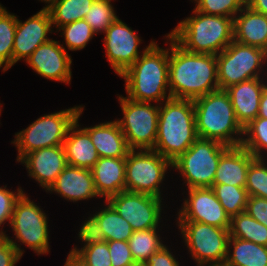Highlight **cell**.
<instances>
[{"instance_id": "ffe728a7", "label": "cell", "mask_w": 267, "mask_h": 266, "mask_svg": "<svg viewBox=\"0 0 267 266\" xmlns=\"http://www.w3.org/2000/svg\"><path fill=\"white\" fill-rule=\"evenodd\" d=\"M265 84L263 78H254L226 89L236 118L243 128L258 117L261 93Z\"/></svg>"}, {"instance_id": "1f68e13d", "label": "cell", "mask_w": 267, "mask_h": 266, "mask_svg": "<svg viewBox=\"0 0 267 266\" xmlns=\"http://www.w3.org/2000/svg\"><path fill=\"white\" fill-rule=\"evenodd\" d=\"M211 188L230 219L245 212L248 199L246 188L228 184H213Z\"/></svg>"}, {"instance_id": "2e32d148", "label": "cell", "mask_w": 267, "mask_h": 266, "mask_svg": "<svg viewBox=\"0 0 267 266\" xmlns=\"http://www.w3.org/2000/svg\"><path fill=\"white\" fill-rule=\"evenodd\" d=\"M42 77L69 84L71 82V56L59 41L50 39L37 47L25 61Z\"/></svg>"}, {"instance_id": "d590c367", "label": "cell", "mask_w": 267, "mask_h": 266, "mask_svg": "<svg viewBox=\"0 0 267 266\" xmlns=\"http://www.w3.org/2000/svg\"><path fill=\"white\" fill-rule=\"evenodd\" d=\"M265 160L255 158L248 167L245 186L248 196L267 199V162Z\"/></svg>"}, {"instance_id": "52a82bcc", "label": "cell", "mask_w": 267, "mask_h": 266, "mask_svg": "<svg viewBox=\"0 0 267 266\" xmlns=\"http://www.w3.org/2000/svg\"><path fill=\"white\" fill-rule=\"evenodd\" d=\"M229 148L216 140L198 138L172 162V168L185 178L188 189L212 187L220 157Z\"/></svg>"}, {"instance_id": "f546056e", "label": "cell", "mask_w": 267, "mask_h": 266, "mask_svg": "<svg viewBox=\"0 0 267 266\" xmlns=\"http://www.w3.org/2000/svg\"><path fill=\"white\" fill-rule=\"evenodd\" d=\"M94 0H59L49 10L52 25L57 28L84 19Z\"/></svg>"}, {"instance_id": "3957f363", "label": "cell", "mask_w": 267, "mask_h": 266, "mask_svg": "<svg viewBox=\"0 0 267 266\" xmlns=\"http://www.w3.org/2000/svg\"><path fill=\"white\" fill-rule=\"evenodd\" d=\"M161 104L153 150L174 162L198 139L194 103L193 100L170 97Z\"/></svg>"}, {"instance_id": "83f0119b", "label": "cell", "mask_w": 267, "mask_h": 266, "mask_svg": "<svg viewBox=\"0 0 267 266\" xmlns=\"http://www.w3.org/2000/svg\"><path fill=\"white\" fill-rule=\"evenodd\" d=\"M105 204L107 206L104 209L93 215L99 221L106 241L128 242L133 234L131 225L108 202Z\"/></svg>"}, {"instance_id": "6da1fadb", "label": "cell", "mask_w": 267, "mask_h": 266, "mask_svg": "<svg viewBox=\"0 0 267 266\" xmlns=\"http://www.w3.org/2000/svg\"><path fill=\"white\" fill-rule=\"evenodd\" d=\"M166 38L170 41L168 79L172 98L195 100L219 89L216 55L186 51L169 35Z\"/></svg>"}, {"instance_id": "9c48e42d", "label": "cell", "mask_w": 267, "mask_h": 266, "mask_svg": "<svg viewBox=\"0 0 267 266\" xmlns=\"http://www.w3.org/2000/svg\"><path fill=\"white\" fill-rule=\"evenodd\" d=\"M123 118L117 119L130 150H153L157 137L159 104L118 98Z\"/></svg>"}, {"instance_id": "8992f818", "label": "cell", "mask_w": 267, "mask_h": 266, "mask_svg": "<svg viewBox=\"0 0 267 266\" xmlns=\"http://www.w3.org/2000/svg\"><path fill=\"white\" fill-rule=\"evenodd\" d=\"M82 108L80 105L44 115L17 132L11 142L18 150L17 162L34 150L63 145L69 128L75 123Z\"/></svg>"}, {"instance_id": "5b68a950", "label": "cell", "mask_w": 267, "mask_h": 266, "mask_svg": "<svg viewBox=\"0 0 267 266\" xmlns=\"http://www.w3.org/2000/svg\"><path fill=\"white\" fill-rule=\"evenodd\" d=\"M193 103L198 138L216 140L229 147L241 146L244 128L236 118L226 90L217 89Z\"/></svg>"}, {"instance_id": "b9f144b4", "label": "cell", "mask_w": 267, "mask_h": 266, "mask_svg": "<svg viewBox=\"0 0 267 266\" xmlns=\"http://www.w3.org/2000/svg\"><path fill=\"white\" fill-rule=\"evenodd\" d=\"M6 187V185L0 187V227L6 223L5 221L10 224L14 204L23 193L21 187L17 189L16 193L6 189Z\"/></svg>"}, {"instance_id": "5bb4252c", "label": "cell", "mask_w": 267, "mask_h": 266, "mask_svg": "<svg viewBox=\"0 0 267 266\" xmlns=\"http://www.w3.org/2000/svg\"><path fill=\"white\" fill-rule=\"evenodd\" d=\"M188 198L179 209L178 220L194 221L219 228L230 229V217L216 198L211 187L191 188Z\"/></svg>"}, {"instance_id": "30bf717a", "label": "cell", "mask_w": 267, "mask_h": 266, "mask_svg": "<svg viewBox=\"0 0 267 266\" xmlns=\"http://www.w3.org/2000/svg\"><path fill=\"white\" fill-rule=\"evenodd\" d=\"M177 223L184 243L197 266L226 261L229 229L194 221H178Z\"/></svg>"}, {"instance_id": "7bdbcfd3", "label": "cell", "mask_w": 267, "mask_h": 266, "mask_svg": "<svg viewBox=\"0 0 267 266\" xmlns=\"http://www.w3.org/2000/svg\"><path fill=\"white\" fill-rule=\"evenodd\" d=\"M245 212L267 227V199L248 196Z\"/></svg>"}, {"instance_id": "d4e9b609", "label": "cell", "mask_w": 267, "mask_h": 266, "mask_svg": "<svg viewBox=\"0 0 267 266\" xmlns=\"http://www.w3.org/2000/svg\"><path fill=\"white\" fill-rule=\"evenodd\" d=\"M90 135L99 158L126 157L130 151L117 120L84 128Z\"/></svg>"}, {"instance_id": "277c9868", "label": "cell", "mask_w": 267, "mask_h": 266, "mask_svg": "<svg viewBox=\"0 0 267 266\" xmlns=\"http://www.w3.org/2000/svg\"><path fill=\"white\" fill-rule=\"evenodd\" d=\"M192 13L168 34L184 50L217 55L234 40L233 18Z\"/></svg>"}, {"instance_id": "ab89813d", "label": "cell", "mask_w": 267, "mask_h": 266, "mask_svg": "<svg viewBox=\"0 0 267 266\" xmlns=\"http://www.w3.org/2000/svg\"><path fill=\"white\" fill-rule=\"evenodd\" d=\"M112 266H137L126 241H107Z\"/></svg>"}, {"instance_id": "44dd1931", "label": "cell", "mask_w": 267, "mask_h": 266, "mask_svg": "<svg viewBox=\"0 0 267 266\" xmlns=\"http://www.w3.org/2000/svg\"><path fill=\"white\" fill-rule=\"evenodd\" d=\"M83 110L84 107L79 111L75 123L69 128L63 147L69 166L91 170L99 156L89 133L79 127L78 120Z\"/></svg>"}, {"instance_id": "681fc988", "label": "cell", "mask_w": 267, "mask_h": 266, "mask_svg": "<svg viewBox=\"0 0 267 266\" xmlns=\"http://www.w3.org/2000/svg\"><path fill=\"white\" fill-rule=\"evenodd\" d=\"M207 266H230V265L224 262V263H217V264H208Z\"/></svg>"}, {"instance_id": "ac0fdd59", "label": "cell", "mask_w": 267, "mask_h": 266, "mask_svg": "<svg viewBox=\"0 0 267 266\" xmlns=\"http://www.w3.org/2000/svg\"><path fill=\"white\" fill-rule=\"evenodd\" d=\"M19 162L46 191L68 165L63 145L46 147L26 154Z\"/></svg>"}, {"instance_id": "9a60e30c", "label": "cell", "mask_w": 267, "mask_h": 266, "mask_svg": "<svg viewBox=\"0 0 267 266\" xmlns=\"http://www.w3.org/2000/svg\"><path fill=\"white\" fill-rule=\"evenodd\" d=\"M104 33L107 60L120 76L141 56L138 47L142 40L118 17Z\"/></svg>"}, {"instance_id": "7a4b0ae2", "label": "cell", "mask_w": 267, "mask_h": 266, "mask_svg": "<svg viewBox=\"0 0 267 266\" xmlns=\"http://www.w3.org/2000/svg\"><path fill=\"white\" fill-rule=\"evenodd\" d=\"M168 74L169 48H160L151 41L120 77L125 80V90L130 100L161 104L171 97Z\"/></svg>"}, {"instance_id": "e0dca14e", "label": "cell", "mask_w": 267, "mask_h": 266, "mask_svg": "<svg viewBox=\"0 0 267 266\" xmlns=\"http://www.w3.org/2000/svg\"><path fill=\"white\" fill-rule=\"evenodd\" d=\"M52 32V22L48 10L41 9L25 22L17 18L13 65L23 58L26 61L37 47L50 40L47 34Z\"/></svg>"}, {"instance_id": "cb8c5ba5", "label": "cell", "mask_w": 267, "mask_h": 266, "mask_svg": "<svg viewBox=\"0 0 267 266\" xmlns=\"http://www.w3.org/2000/svg\"><path fill=\"white\" fill-rule=\"evenodd\" d=\"M255 157L244 147H230L221 157L213 184L246 186L247 170Z\"/></svg>"}, {"instance_id": "8fae6325", "label": "cell", "mask_w": 267, "mask_h": 266, "mask_svg": "<svg viewBox=\"0 0 267 266\" xmlns=\"http://www.w3.org/2000/svg\"><path fill=\"white\" fill-rule=\"evenodd\" d=\"M172 162L155 150H130L126 156L125 191L161 197L160 183Z\"/></svg>"}, {"instance_id": "60d3db41", "label": "cell", "mask_w": 267, "mask_h": 266, "mask_svg": "<svg viewBox=\"0 0 267 266\" xmlns=\"http://www.w3.org/2000/svg\"><path fill=\"white\" fill-rule=\"evenodd\" d=\"M79 239L84 242L83 246L106 242V237L100 226L99 221L94 215L86 219L80 228Z\"/></svg>"}, {"instance_id": "ee69618b", "label": "cell", "mask_w": 267, "mask_h": 266, "mask_svg": "<svg viewBox=\"0 0 267 266\" xmlns=\"http://www.w3.org/2000/svg\"><path fill=\"white\" fill-rule=\"evenodd\" d=\"M144 266H180L169 248L164 245L155 254H152Z\"/></svg>"}, {"instance_id": "e575fe53", "label": "cell", "mask_w": 267, "mask_h": 266, "mask_svg": "<svg viewBox=\"0 0 267 266\" xmlns=\"http://www.w3.org/2000/svg\"><path fill=\"white\" fill-rule=\"evenodd\" d=\"M58 30L63 31L61 35H64L65 45L71 51L85 48L89 40L96 35L92 27L84 19L64 25Z\"/></svg>"}, {"instance_id": "7402d4cb", "label": "cell", "mask_w": 267, "mask_h": 266, "mask_svg": "<svg viewBox=\"0 0 267 266\" xmlns=\"http://www.w3.org/2000/svg\"><path fill=\"white\" fill-rule=\"evenodd\" d=\"M126 157H101L92 167L94 186L99 197L105 201L125 191Z\"/></svg>"}, {"instance_id": "ba28073f", "label": "cell", "mask_w": 267, "mask_h": 266, "mask_svg": "<svg viewBox=\"0 0 267 266\" xmlns=\"http://www.w3.org/2000/svg\"><path fill=\"white\" fill-rule=\"evenodd\" d=\"M219 89L260 77L267 50L232 41L216 55ZM263 65V66H262Z\"/></svg>"}, {"instance_id": "603a6c76", "label": "cell", "mask_w": 267, "mask_h": 266, "mask_svg": "<svg viewBox=\"0 0 267 266\" xmlns=\"http://www.w3.org/2000/svg\"><path fill=\"white\" fill-rule=\"evenodd\" d=\"M233 18L234 41L267 50V16L245 5Z\"/></svg>"}, {"instance_id": "d6a6232c", "label": "cell", "mask_w": 267, "mask_h": 266, "mask_svg": "<svg viewBox=\"0 0 267 266\" xmlns=\"http://www.w3.org/2000/svg\"><path fill=\"white\" fill-rule=\"evenodd\" d=\"M243 135L241 146L255 158H264L262 152L267 153V118L257 117L251 121L244 127Z\"/></svg>"}, {"instance_id": "8d00e7d4", "label": "cell", "mask_w": 267, "mask_h": 266, "mask_svg": "<svg viewBox=\"0 0 267 266\" xmlns=\"http://www.w3.org/2000/svg\"><path fill=\"white\" fill-rule=\"evenodd\" d=\"M75 255L85 266H112L108 243H94L78 249L76 246L69 252Z\"/></svg>"}, {"instance_id": "4316f807", "label": "cell", "mask_w": 267, "mask_h": 266, "mask_svg": "<svg viewBox=\"0 0 267 266\" xmlns=\"http://www.w3.org/2000/svg\"><path fill=\"white\" fill-rule=\"evenodd\" d=\"M158 232L157 228L133 231L128 244L137 266H144L149 257L164 246Z\"/></svg>"}, {"instance_id": "4fadbf2b", "label": "cell", "mask_w": 267, "mask_h": 266, "mask_svg": "<svg viewBox=\"0 0 267 266\" xmlns=\"http://www.w3.org/2000/svg\"><path fill=\"white\" fill-rule=\"evenodd\" d=\"M108 202L131 225L133 231L158 228L162 212V198L122 191L109 197Z\"/></svg>"}, {"instance_id": "7dc6e473", "label": "cell", "mask_w": 267, "mask_h": 266, "mask_svg": "<svg viewBox=\"0 0 267 266\" xmlns=\"http://www.w3.org/2000/svg\"><path fill=\"white\" fill-rule=\"evenodd\" d=\"M64 266H85L75 255L67 256Z\"/></svg>"}, {"instance_id": "836d02e7", "label": "cell", "mask_w": 267, "mask_h": 266, "mask_svg": "<svg viewBox=\"0 0 267 266\" xmlns=\"http://www.w3.org/2000/svg\"><path fill=\"white\" fill-rule=\"evenodd\" d=\"M112 0H94L90 10L86 13L84 20L98 34L105 32L108 27L117 19Z\"/></svg>"}, {"instance_id": "484cf974", "label": "cell", "mask_w": 267, "mask_h": 266, "mask_svg": "<svg viewBox=\"0 0 267 266\" xmlns=\"http://www.w3.org/2000/svg\"><path fill=\"white\" fill-rule=\"evenodd\" d=\"M227 249L225 262L230 266H267V246L229 237Z\"/></svg>"}, {"instance_id": "bcb514c9", "label": "cell", "mask_w": 267, "mask_h": 266, "mask_svg": "<svg viewBox=\"0 0 267 266\" xmlns=\"http://www.w3.org/2000/svg\"><path fill=\"white\" fill-rule=\"evenodd\" d=\"M258 117L267 118V84L264 85L261 93Z\"/></svg>"}, {"instance_id": "7c38bea8", "label": "cell", "mask_w": 267, "mask_h": 266, "mask_svg": "<svg viewBox=\"0 0 267 266\" xmlns=\"http://www.w3.org/2000/svg\"><path fill=\"white\" fill-rule=\"evenodd\" d=\"M47 219L44 211L23 192L14 204L10 226L21 244L37 255L47 254L50 249Z\"/></svg>"}, {"instance_id": "f6af8a7d", "label": "cell", "mask_w": 267, "mask_h": 266, "mask_svg": "<svg viewBox=\"0 0 267 266\" xmlns=\"http://www.w3.org/2000/svg\"><path fill=\"white\" fill-rule=\"evenodd\" d=\"M246 5L267 16V0H246Z\"/></svg>"}, {"instance_id": "f35d334b", "label": "cell", "mask_w": 267, "mask_h": 266, "mask_svg": "<svg viewBox=\"0 0 267 266\" xmlns=\"http://www.w3.org/2000/svg\"><path fill=\"white\" fill-rule=\"evenodd\" d=\"M16 240L9 238L5 232L0 230V266H15L23 256L24 250Z\"/></svg>"}, {"instance_id": "d6986e66", "label": "cell", "mask_w": 267, "mask_h": 266, "mask_svg": "<svg viewBox=\"0 0 267 266\" xmlns=\"http://www.w3.org/2000/svg\"><path fill=\"white\" fill-rule=\"evenodd\" d=\"M55 192L65 200L77 202L98 197L90 169L67 165L46 192Z\"/></svg>"}, {"instance_id": "4dcf8cb0", "label": "cell", "mask_w": 267, "mask_h": 266, "mask_svg": "<svg viewBox=\"0 0 267 266\" xmlns=\"http://www.w3.org/2000/svg\"><path fill=\"white\" fill-rule=\"evenodd\" d=\"M17 16L0 4V68L3 72L13 66V45Z\"/></svg>"}, {"instance_id": "74e56055", "label": "cell", "mask_w": 267, "mask_h": 266, "mask_svg": "<svg viewBox=\"0 0 267 266\" xmlns=\"http://www.w3.org/2000/svg\"><path fill=\"white\" fill-rule=\"evenodd\" d=\"M194 9L207 15L234 18L246 5V0H196Z\"/></svg>"}, {"instance_id": "c3c4849f", "label": "cell", "mask_w": 267, "mask_h": 266, "mask_svg": "<svg viewBox=\"0 0 267 266\" xmlns=\"http://www.w3.org/2000/svg\"><path fill=\"white\" fill-rule=\"evenodd\" d=\"M40 1L48 3L47 5H45V7H43V10H49L59 0H40Z\"/></svg>"}, {"instance_id": "f1b7e54d", "label": "cell", "mask_w": 267, "mask_h": 266, "mask_svg": "<svg viewBox=\"0 0 267 266\" xmlns=\"http://www.w3.org/2000/svg\"><path fill=\"white\" fill-rule=\"evenodd\" d=\"M229 237L252 241L267 246V227L246 212L233 216L230 220Z\"/></svg>"}]
</instances>
